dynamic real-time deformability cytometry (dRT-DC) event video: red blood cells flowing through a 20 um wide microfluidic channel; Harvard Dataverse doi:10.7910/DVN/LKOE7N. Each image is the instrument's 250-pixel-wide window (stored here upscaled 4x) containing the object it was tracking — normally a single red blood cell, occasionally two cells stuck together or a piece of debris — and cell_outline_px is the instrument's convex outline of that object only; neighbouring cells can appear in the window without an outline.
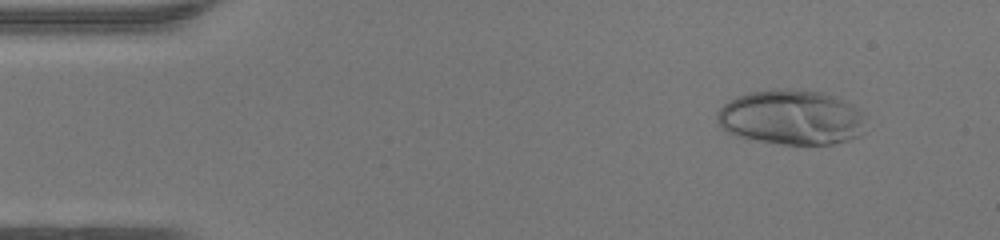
{"species": "human", "species_latin": "Homo sapiens", "temperature_condition": "warm", "stored_images_in_passage": 47, "camera_frame_rate_fps": 3000, "um_per_image_px": 0.085, "donor": {"sex": "female"}, "frame": {"image": 1, "passage_image": 5, "time_ms": 1.333, "image_size_px": [1000, 240], "cell_outline_px": [[864, 132], [860, 136], [848, 140], [832, 144], [780, 144], [736, 136], [720, 128], [716, 120], [716, 112], [724, 104], [736, 96], [748, 92], [772, 88], [792, 88], [820, 92], [836, 96], [860, 108], [864, 112]], "centroid_in_image_um": [67.27, 9.96], "position_along_channel_um": 17.7, "area_um2": 48.38}}
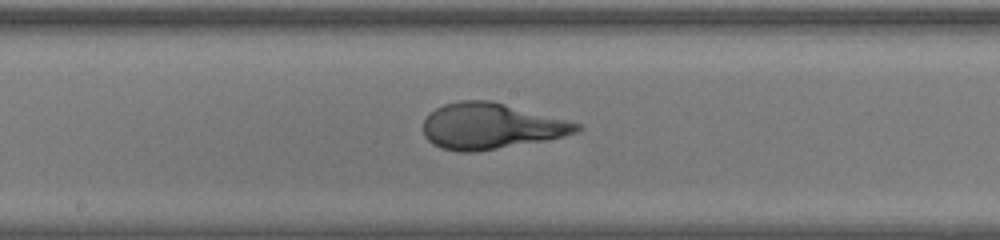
{"frame": {"image": 2, "passage_image": 25, "time_ms": 8.0, "image_size_px": [1000, 240], "cell_outline_px": [[584, 128], [576, 132], [564, 136], [544, 140], [476, 152], [456, 152], [440, 148], [432, 144], [424, 136], [424, 120], [428, 112], [444, 104], [460, 100], [492, 100], [568, 120], [580, 124]], "centroid_in_image_um": [41.7, 10.71], "position_along_channel_um": 206.5, "area_um2": 41.27}}
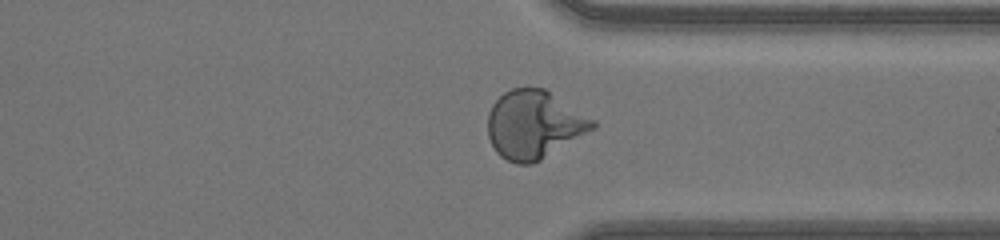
{"frame": {"image": 3, "passage_image": 36, "time_ms": 11.667, "image_size_px": [1000, 240], "cell_outline_px": [[596, 128], [540, 160], [532, 164], [516, 164], [500, 156], [496, 152], [488, 136], [488, 112], [492, 104], [504, 92], [512, 88], [544, 88], [596, 120]], "centroid_in_image_um": [45.4, 10.59], "position_along_channel_um": 366.0, "area_um2": 41.62}, "authors_computed_cell_mechanics": {"area_um2": 41.7316, "velocity_mm_per_s": 4.361, "shape_relaxation_time_tau1_ms": 4.7766, "shape_relaxation_time_tau2_ms": null, "deformation_change_tau1": 0.3056, "deformation_change_tau2": null}}